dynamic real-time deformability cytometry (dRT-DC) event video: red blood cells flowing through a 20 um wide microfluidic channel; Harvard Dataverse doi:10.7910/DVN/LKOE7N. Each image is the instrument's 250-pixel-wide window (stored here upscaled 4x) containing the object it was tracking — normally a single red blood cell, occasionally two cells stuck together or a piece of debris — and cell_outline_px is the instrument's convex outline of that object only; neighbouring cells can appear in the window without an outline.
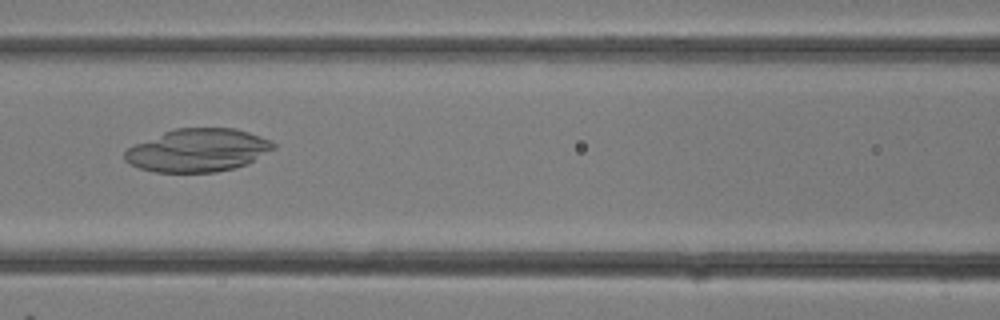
{"species": "common noctule bat (a hibernating species)", "species_latin": "Nyctalus noctula", "temperature_condition": "room temperature", "stored_images_in_passage": 20, "camera_frame_rate_fps": 3000, "um_per_image_px": 0.085, "animal": {"sex": "female"}, "frame": {"image": 1, "passage_image": 13, "time_ms": 4.0, "image_size_px": [1000, 320], "cell_outline_px": [[276, 148], [248, 164], [236, 168], [216, 172], [156, 172], [140, 168], [124, 160], [124, 152], [128, 148], [136, 144], [164, 132], [176, 128], [236, 128], [272, 140], [276, 144]], "centroid_in_image_um": [16.87, 12.78], "position_along_channel_um": 149.7, "area_um2": 37.28}}
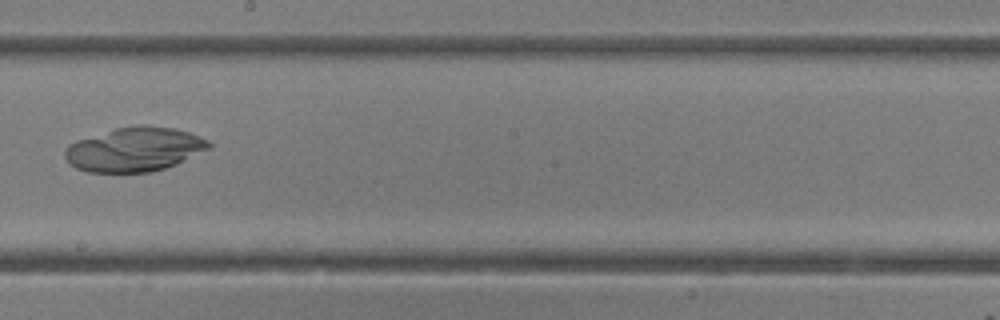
{"frame": {"image": 2, "passage_image": 17, "time_ms": 5.333, "image_size_px": [1000, 320], "cell_outline_px": [[212, 148], [176, 164], [152, 172], [88, 172], [76, 168], [64, 156], [64, 152], [68, 144], [76, 140], [116, 128], [136, 124], [144, 124], [176, 128], [200, 136], [208, 140], [212, 144]], "centroid_in_image_um": [11.47, 12.68], "position_along_channel_um": 236.7, "area_um2": 37.34}}
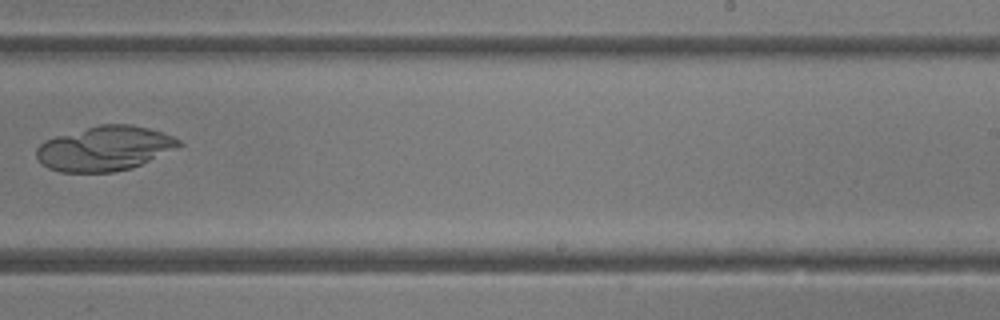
{"frame": {"image": 3, "passage_image": 19, "time_ms": 6.0, "image_size_px": [1000, 320], "cell_outline_px": [[184, 144], [176, 148], [132, 168], [112, 172], [60, 172], [48, 168], [36, 156], [36, 148], [44, 140], [56, 136], [100, 124], [128, 124], [148, 128], [164, 132], [180, 140]], "centroid_in_image_um": [8.9, 12.61], "position_along_channel_um": 280.1, "area_um2": 36.88}}